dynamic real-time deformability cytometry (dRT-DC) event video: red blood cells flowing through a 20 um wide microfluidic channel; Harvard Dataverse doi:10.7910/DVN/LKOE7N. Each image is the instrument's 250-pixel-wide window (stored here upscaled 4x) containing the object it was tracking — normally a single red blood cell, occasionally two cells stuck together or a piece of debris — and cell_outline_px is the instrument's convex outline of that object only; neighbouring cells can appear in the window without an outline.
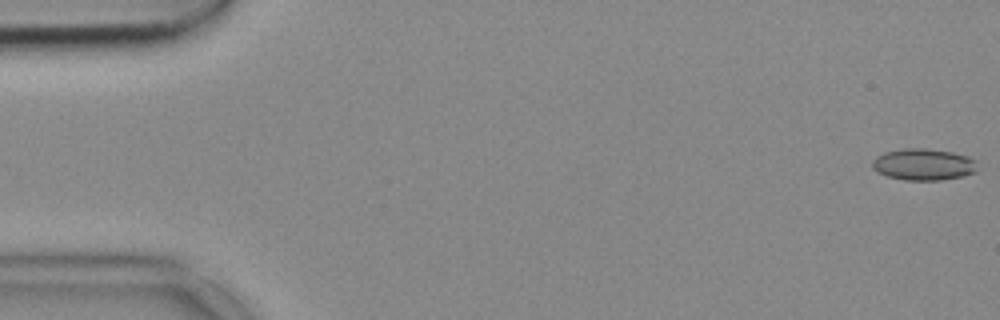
{"species": "common noctule bat (a hibernating species)", "species_latin": "Nyctalus noctula", "temperature_condition": "cold", "stored_images_in_passage": 53, "camera_frame_rate_fps": 3000, "um_per_image_px": 0.085, "animal": {"sex": "female", "body_mass_g": 18.4}, "frame": {"image": 1, "passage_image": 1, "time_ms": 0.0, "image_size_px": [1000, 320], "cell_outline_px": [[976, 172], [960, 176], [940, 180], [904, 180], [888, 176], [872, 168], [872, 160], [876, 156], [884, 152], [904, 148], [924, 148], [952, 152], [968, 156], [976, 160]], "centroid_in_image_um": [78.49, 13.97], "position_along_channel_um": 6.5, "area_um2": 19.31}}
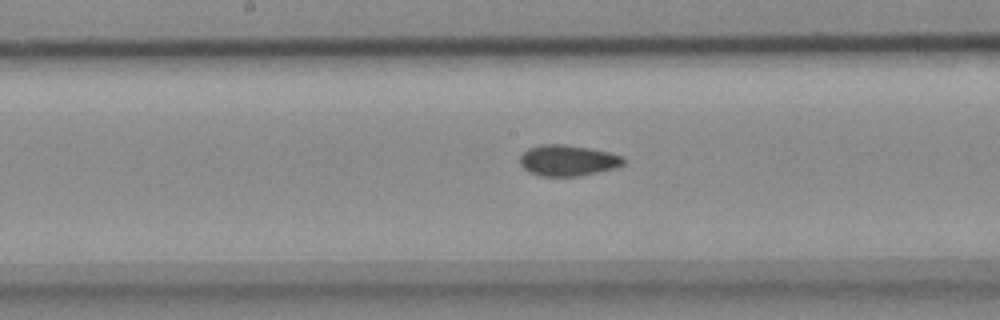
{"frame": {"image": 2, "passage_image": 27, "time_ms": 8.667, "image_size_px": [1000, 320], "cell_outline_px": [[628, 160], [624, 164], [616, 168], [580, 176], [540, 176], [528, 172], [520, 164], [520, 156], [528, 148], [540, 144], [564, 144], [588, 148], [608, 152], [624, 156]], "centroid_in_image_um": [48.29, 13.64], "position_along_channel_um": 199.9, "area_um2": 18.9}}
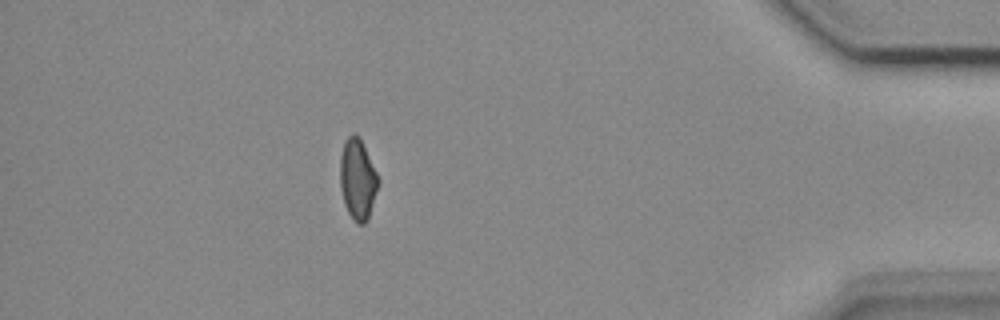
{"frame": {"image": 3, "passage_image": 47, "time_ms": 15.333, "image_size_px": [1000, 320], "cell_outline_px": [[380, 180], [368, 220], [364, 224], [360, 224], [352, 220], [344, 204], [340, 188], [340, 156], [344, 144], [348, 136], [352, 132], [360, 140]], "centroid_in_image_um": [30.39, 15.3], "position_along_channel_um": 404.8, "area_um2": 17.74}}